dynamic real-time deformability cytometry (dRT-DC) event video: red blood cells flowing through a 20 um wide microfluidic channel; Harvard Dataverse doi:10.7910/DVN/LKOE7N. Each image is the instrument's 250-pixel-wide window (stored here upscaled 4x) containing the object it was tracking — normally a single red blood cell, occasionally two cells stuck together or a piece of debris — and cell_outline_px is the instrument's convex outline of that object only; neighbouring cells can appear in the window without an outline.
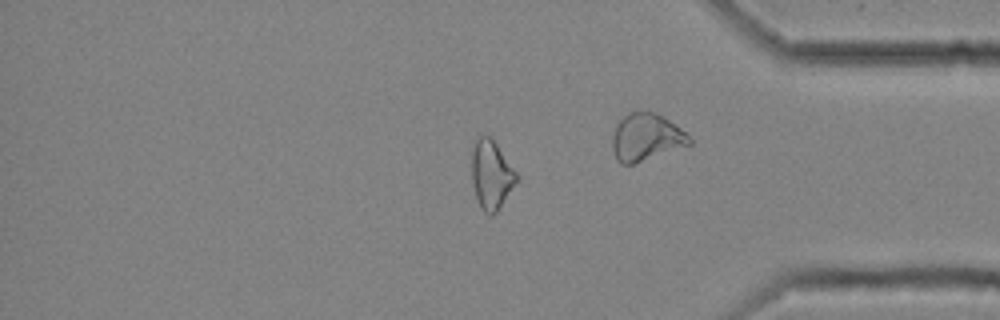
{"species": "common noctule bat (a hibernating species)", "species_latin": "Nyctalus noctula", "temperature_condition": "cold", "stored_images_in_passage": 42, "camera_frame_rate_fps": 3000, "um_per_image_px": 0.085, "animal": {"sex": "female", "body_mass_g": 25.1}, "frame": {"image": 1, "passage_image": 36, "time_ms": 11.667, "image_size_px": [1000, 320], "cell_outline_px": [[520, 180], [496, 212], [492, 216], [484, 212], [480, 208], [476, 200], [472, 184], [472, 144], [476, 136], [480, 132], [488, 136], [496, 144], [516, 172]], "centroid_in_image_um": [41.74, 14.85], "position_along_channel_um": 393.5, "area_um2": 18.38}}